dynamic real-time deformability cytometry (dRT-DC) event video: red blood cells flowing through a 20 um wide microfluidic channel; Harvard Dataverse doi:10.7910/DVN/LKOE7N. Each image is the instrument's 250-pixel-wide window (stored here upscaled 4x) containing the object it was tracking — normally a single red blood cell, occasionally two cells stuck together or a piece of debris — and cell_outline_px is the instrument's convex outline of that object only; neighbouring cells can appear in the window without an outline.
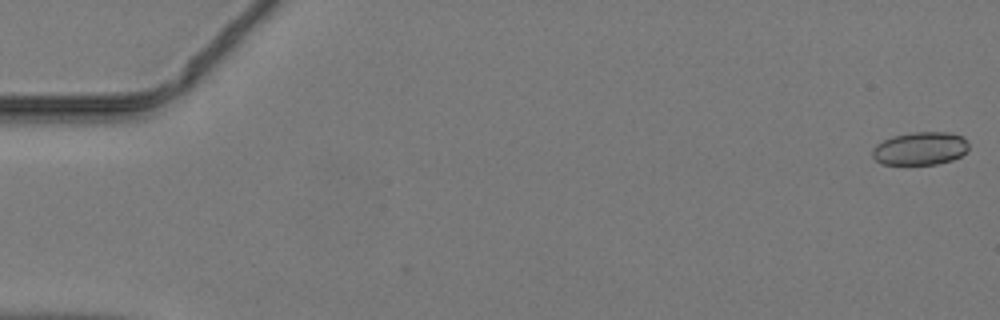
{"species": "common noctule bat (a hibernating species)", "species_latin": "Nyctalus noctula", "temperature_condition": "warm", "stored_images_in_passage": 36, "camera_frame_rate_fps": 3000, "um_per_image_px": 0.085, "animal": {"sex": "male", "body_mass_g": 19.2, "forearm_length_mm": 51.8}, "frame": {"image": 1, "passage_image": 1, "time_ms": 0.0, "image_size_px": [1000, 320], "cell_outline_px": [[968, 148], [960, 156], [952, 160], [936, 164], [880, 164], [872, 156], [872, 148], [876, 144], [892, 136], [912, 132], [952, 132], [964, 136], [968, 144]], "centroid_in_image_um": [78.21, 12.61], "position_along_channel_um": 6.8, "area_um2": 18.67}}
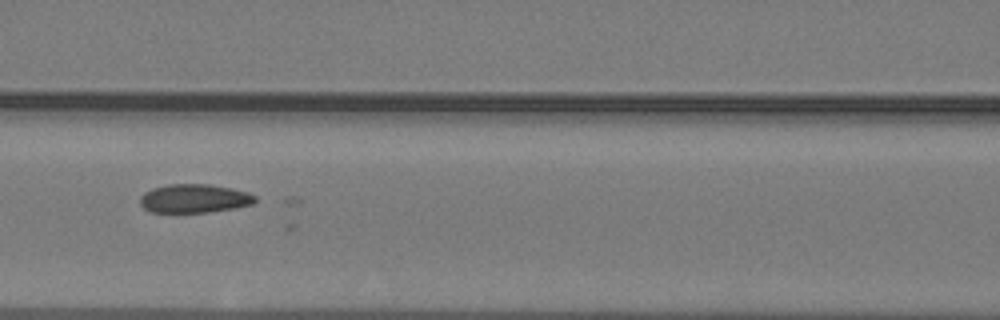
{"frame": {"image": 2, "passage_image": 22, "time_ms": 7.0, "image_size_px": [1000, 320], "cell_outline_px": [[256, 200], [252, 204], [236, 208], [208, 212], [152, 212], [144, 208], [140, 204], [140, 196], [144, 192], [152, 188], [168, 184], [208, 184], [232, 188], [248, 192], [256, 196]], "centroid_in_image_um": [16.51, 16.86], "position_along_channel_um": 150.1, "area_um2": 19.31}}
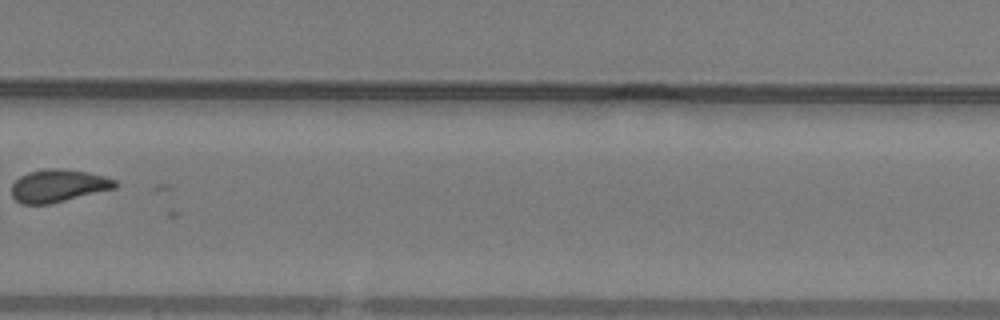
{"frame": {"image": 3, "passage_image": 34, "time_ms": 11.0, "image_size_px": [1000, 320], "cell_outline_px": [[116, 188], [52, 204], [20, 204], [12, 196], [12, 184], [20, 176], [28, 172], [48, 168], [60, 168], [88, 172], [104, 176], [116, 180]], "centroid_in_image_um": [4.95, 15.79], "position_along_channel_um": 324.9, "area_um2": 19.83}}